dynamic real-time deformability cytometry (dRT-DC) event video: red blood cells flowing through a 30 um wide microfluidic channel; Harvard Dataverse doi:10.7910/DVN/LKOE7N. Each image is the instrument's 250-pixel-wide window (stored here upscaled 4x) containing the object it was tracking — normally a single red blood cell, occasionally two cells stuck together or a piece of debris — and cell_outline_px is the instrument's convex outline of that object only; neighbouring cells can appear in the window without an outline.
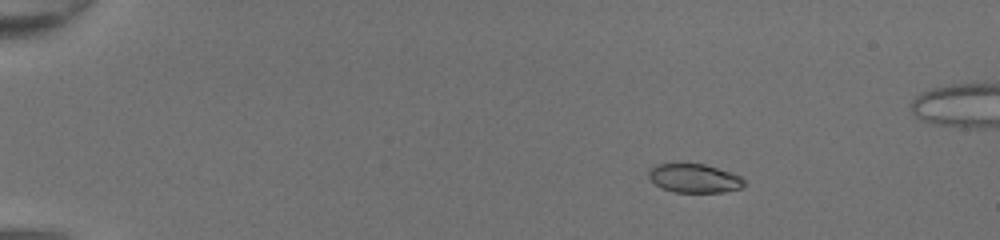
{"species": "common noctule bat (a hibernating species)", "species_latin": "Nyctalus noctula", "temperature_condition": "room temperature", "stored_images_in_passage": 52, "segment_of_instrument_passage": [1, 2], "camera_frame_rate_fps": 3000, "um_per_image_px": 0.085, "animal": {"sex": "female", "body_mass_g": 20.0, "forearm_length_mm": 54.0}, "frame": {"image": 1, "passage_image": 10, "time_ms": 3.0, "image_size_px": [1000, 240], "cell_outline_px": [[744, 184], [740, 188], [724, 192], [672, 192], [660, 188], [648, 176], [648, 172], [656, 164], [680, 160], [704, 164], [732, 172], [740, 176], [744, 180]], "centroid_in_image_um": [58.97, 15.1], "position_along_channel_um": 26.0, "area_um2": 16.65}}
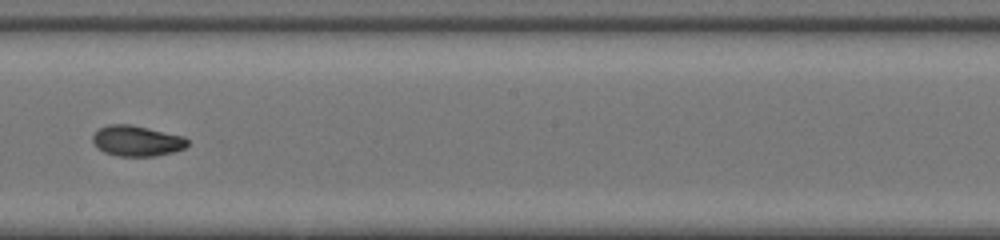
{"frame": {"image": 2, "passage_image": 32, "time_ms": 10.333, "image_size_px": [1000, 240], "cell_outline_px": [[188, 144], [184, 148], [172, 152], [156, 156], [116, 156], [104, 152], [92, 140], [92, 136], [100, 128], [108, 124], [132, 124], [184, 136], [188, 140]], "centroid_in_image_um": [11.65, 11.97], "position_along_channel_um": 236.6, "area_um2": 16.88}}
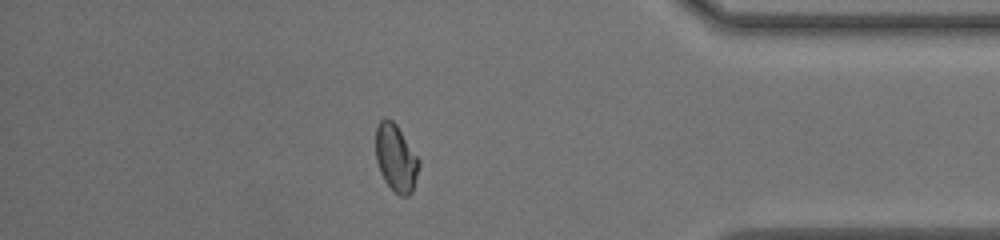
{"frame": {"image": 3, "passage_image": 45, "time_ms": 14.667, "image_size_px": [1000, 240], "cell_outline_px": [[420, 164], [412, 192], [408, 196], [400, 196], [384, 180], [380, 172], [376, 160], [376, 124], [384, 116], [392, 120], [396, 124], [420, 160]], "centroid_in_image_um": [33.64, 13.4], "position_along_channel_um": 401.6, "area_um2": 16.94}}